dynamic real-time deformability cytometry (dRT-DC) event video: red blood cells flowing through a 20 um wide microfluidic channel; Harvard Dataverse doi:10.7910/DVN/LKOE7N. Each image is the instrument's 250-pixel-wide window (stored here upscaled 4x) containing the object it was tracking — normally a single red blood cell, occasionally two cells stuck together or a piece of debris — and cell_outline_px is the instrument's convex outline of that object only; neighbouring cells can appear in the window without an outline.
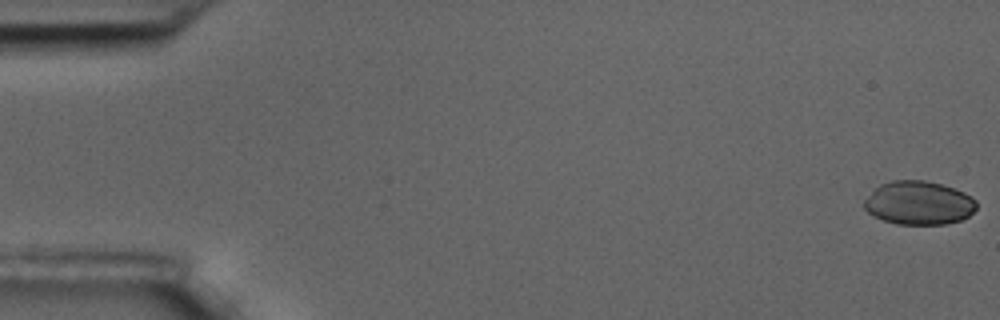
{"species": "common noctule bat (a hibernating species)", "species_latin": "Nyctalus noctula", "temperature_condition": "room temperature", "stored_images_in_passage": 5, "camera_frame_rate_fps": 3000, "um_per_image_px": 0.085, "animal": {"sex": "male", "body_mass_g": 17.5, "forearm_length_mm": 52.3}, "frame": {"image": 1, "passage_image": 1, "time_ms": 0.0, "image_size_px": [1000, 320], "cell_outline_px": [[976, 208], [968, 216], [960, 220], [944, 224], [896, 224], [872, 216], [864, 208], [864, 200], [880, 184], [892, 180], [924, 180], [940, 184], [964, 192], [972, 196], [976, 200]], "centroid_in_image_um": [78.09, 17.25], "position_along_channel_um": 6.9, "area_um2": 28.44}}
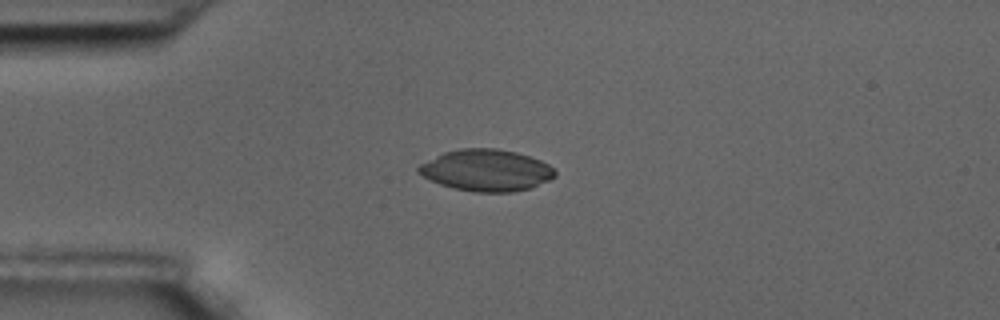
{"frame": {"image": 2, "passage_image": 5, "time_ms": 1.333, "image_size_px": [1000, 320], "cell_outline_px": [[556, 176], [532, 188], [512, 192], [476, 192], [456, 188], [440, 184], [416, 172], [416, 168], [420, 164], [444, 152], [460, 148], [496, 148], [516, 152], [540, 160], [548, 164], [556, 172]], "centroid_in_image_um": [41.34, 14.47], "position_along_channel_um": 43.7, "area_um2": 32.95}}